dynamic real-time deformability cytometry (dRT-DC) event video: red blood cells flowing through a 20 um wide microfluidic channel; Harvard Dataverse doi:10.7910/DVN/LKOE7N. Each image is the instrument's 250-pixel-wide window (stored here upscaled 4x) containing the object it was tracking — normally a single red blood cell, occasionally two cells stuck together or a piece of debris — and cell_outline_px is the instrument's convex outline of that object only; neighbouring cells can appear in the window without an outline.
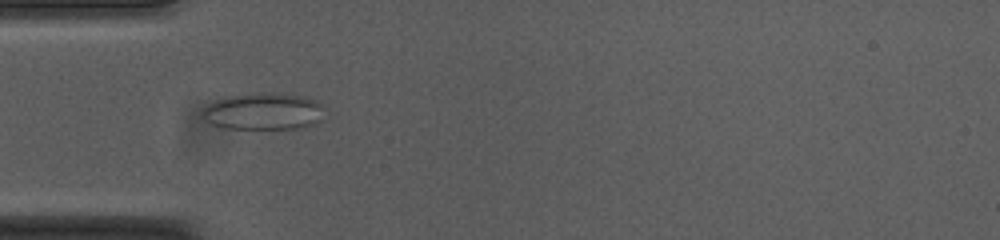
{"species": "common noctule bat (a hibernating species)", "species_latin": "Nyctalus noctula", "temperature_condition": "cold", "stored_images_in_passage": 53, "camera_frame_rate_fps": 3000, "um_per_image_px": 0.085, "animal": {"sex": "female", "body_mass_g": 23.0, "forearm_length_mm": 53.4}, "frame": {"image": 1, "passage_image": 16, "time_ms": 5.0, "image_size_px": [1000, 240], "cell_outline_px": [[324, 120], [304, 128], [228, 128], [212, 124], [204, 116], [204, 108], [208, 104], [216, 100], [228, 96], [304, 96], [324, 104]], "centroid_in_image_um": [22.5, 9.52], "position_along_channel_um": 62.5, "area_um2": 25.09}}
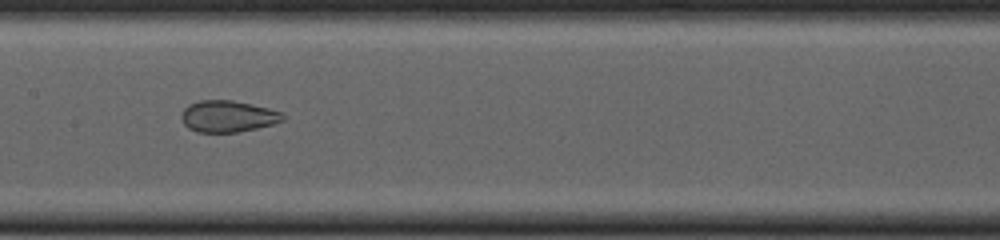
{"frame": {"image": 2, "passage_image": 26, "time_ms": 8.333, "image_size_px": [1000, 240], "cell_outline_px": [[284, 120], [272, 124], [256, 128], [236, 132], [196, 132], [188, 128], [184, 124], [180, 116], [184, 108], [188, 104], [200, 100], [232, 100], [252, 104], [284, 112]], "centroid_in_image_um": [19.35, 9.88], "position_along_channel_um": 188.0, "area_um2": 18.73}}
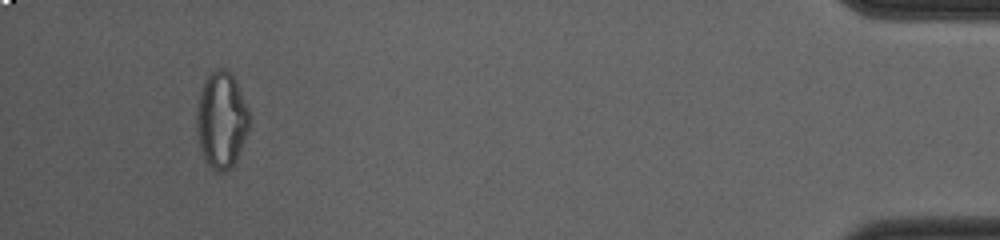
{"frame": {"image": 3, "passage_image": 50, "time_ms": 16.333, "image_size_px": [1000, 240], "cell_outline_px": [[248, 132], [236, 160], [224, 172], [220, 172], [212, 168], [208, 164], [200, 148], [196, 128], [196, 112], [200, 92], [204, 80], [208, 72], [220, 68], [224, 68], [232, 72], [236, 80], [248, 108]], "centroid_in_image_um": [18.81, 10.14], "position_along_channel_um": 416.4, "area_um2": 29.59}, "authors_computed_cell_mechanics": {"area_um2": 26.0678, "velocity_mm_per_s": 3.7643, "shape_relaxation_time_tau1_ms": null, "shape_relaxation_time_tau2_ms": 1.281, "deformation_change_tau1": null, "deformation_change_tau2": 0.075}}